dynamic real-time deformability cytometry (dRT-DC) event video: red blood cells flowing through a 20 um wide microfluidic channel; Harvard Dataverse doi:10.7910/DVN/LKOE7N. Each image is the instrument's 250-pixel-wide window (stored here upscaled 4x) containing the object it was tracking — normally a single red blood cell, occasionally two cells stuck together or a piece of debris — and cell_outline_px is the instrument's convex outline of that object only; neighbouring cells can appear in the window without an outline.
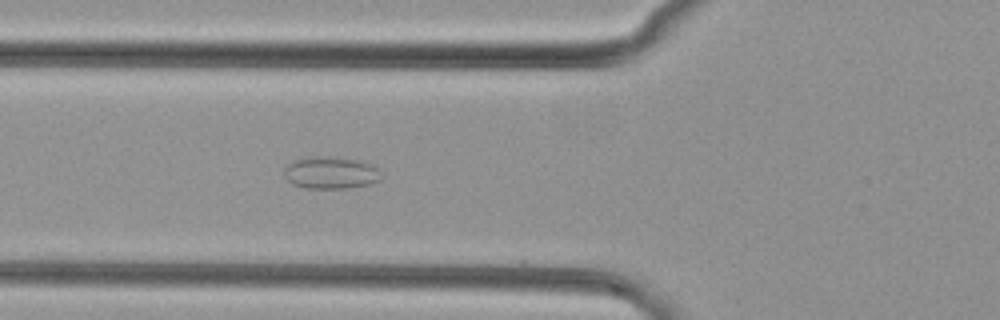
{"species": "common noctule bat (a hibernating species)", "species_latin": "Nyctalus noctula", "temperature_condition": "cold", "stored_images_in_passage": 17, "camera_frame_rate_fps": 3000, "um_per_image_px": 0.085, "animal": {"sex": "female", "body_mass_g": 29.2, "forearm_length_mm": 56.3}, "frame": {"image": 1, "passage_image": 14, "time_ms": 4.333, "image_size_px": [1000, 320], "cell_outline_px": [[380, 180], [368, 184], [348, 188], [304, 188], [292, 184], [284, 176], [284, 168], [292, 160], [308, 156], [328, 156], [356, 160], [372, 164], [380, 168]], "centroid_in_image_um": [28.08, 14.67], "position_along_channel_um": 97.7, "area_um2": 18.38}}